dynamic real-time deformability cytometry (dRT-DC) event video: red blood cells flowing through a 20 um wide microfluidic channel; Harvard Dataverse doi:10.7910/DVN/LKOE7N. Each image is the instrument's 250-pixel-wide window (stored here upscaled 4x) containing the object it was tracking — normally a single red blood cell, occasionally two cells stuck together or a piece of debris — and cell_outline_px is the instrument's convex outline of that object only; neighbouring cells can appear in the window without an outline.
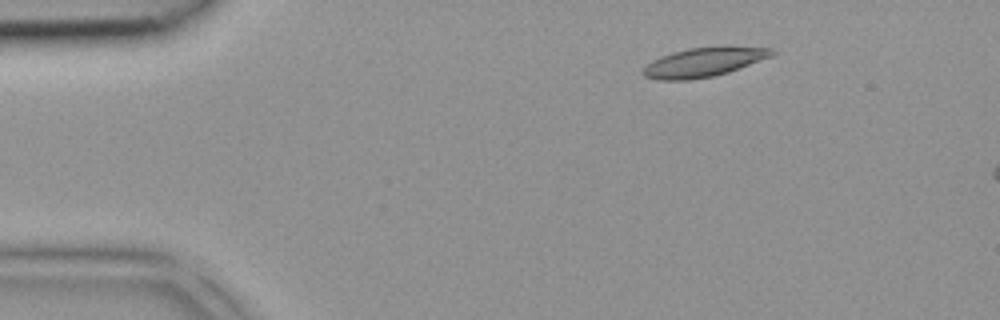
{"species": "common noctule bat (a hibernating species)", "species_latin": "Nyctalus noctula", "temperature_condition": "room temperature", "stored_images_in_passage": 3, "camera_frame_rate_fps": 3000, "um_per_image_px": 0.085, "animal": {"sex": "female", "body_mass_g": 18.4}, "frame": {"image": 1, "passage_image": 2, "time_ms": 0.333, "image_size_px": [1000, 320], "cell_outline_px": [[776, 52], [772, 56], [728, 72], [712, 76], [688, 80], [656, 80], [644, 76], [640, 72], [652, 60], [660, 56], [672, 52], [688, 48], [728, 44], [772, 48]], "centroid_in_image_um": [59.85, 5.24], "position_along_channel_um": 25.2, "area_um2": 22.48}}